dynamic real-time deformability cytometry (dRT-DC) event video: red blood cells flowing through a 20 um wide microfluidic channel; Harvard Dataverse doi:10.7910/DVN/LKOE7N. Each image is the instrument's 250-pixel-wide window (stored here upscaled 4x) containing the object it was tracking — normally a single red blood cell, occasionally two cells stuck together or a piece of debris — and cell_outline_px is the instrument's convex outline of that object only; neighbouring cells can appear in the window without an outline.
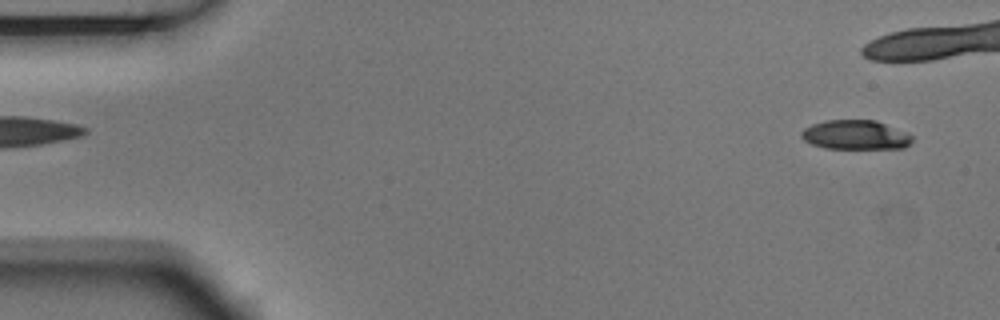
{"species": "Egyptian fruit bat (a non-hibernating species)", "species_latin": "Rousettus aegyptiacus", "temperature_condition": "room temperature", "stored_images_in_passage": 5, "segment_of_instrument_passage": [2, 2], "camera_frame_rate_fps": 3000, "um_per_image_px": 0.085, "animal": {"sex": "male"}, "frame": {"image": 1, "passage_image": 5, "time_ms": 1.333, "image_size_px": [1000, 320], "cell_outline_px": [[912, 144], [904, 148], [824, 148], [812, 144], [804, 140], [800, 136], [800, 132], [804, 128], [812, 124], [824, 120], [876, 120], [912, 136]], "centroid_in_image_um": [72.67, 11.46], "position_along_channel_um": 12.3, "area_um2": 18.84}}